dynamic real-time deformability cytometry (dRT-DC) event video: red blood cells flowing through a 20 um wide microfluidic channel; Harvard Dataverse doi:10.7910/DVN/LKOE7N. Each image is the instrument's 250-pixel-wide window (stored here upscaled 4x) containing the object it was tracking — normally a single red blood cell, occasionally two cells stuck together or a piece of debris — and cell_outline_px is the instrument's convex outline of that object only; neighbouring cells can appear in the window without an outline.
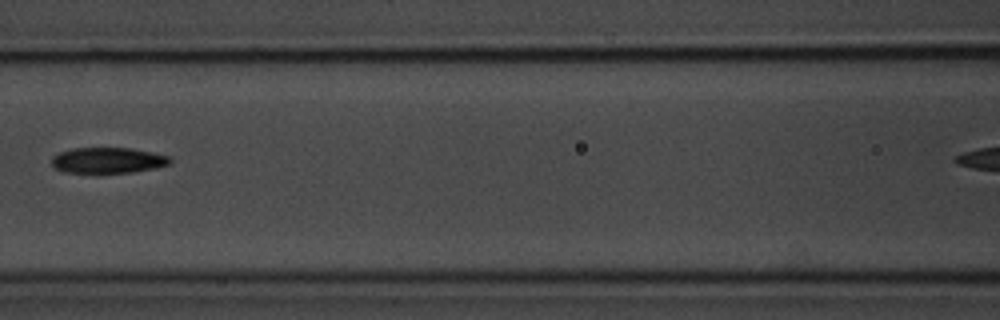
{"species": "common noctule bat (a hibernating species)", "species_latin": "Nyctalus noctula", "temperature_condition": "room temperature", "stored_images_in_passage": 13, "camera_frame_rate_fps": 3000, "um_per_image_px": 0.085, "animal": {"sex": "male", "body_mass_g": 20.1, "forearm_length_mm": 53.5}, "frame": {"image": 1, "passage_image": 6, "time_ms": 6.333, "image_size_px": [1000, 320], "cell_outline_px": [[172, 160], [168, 164], [152, 168], [132, 172], [64, 172], [56, 168], [52, 164], [52, 156], [60, 152], [72, 148], [132, 148], [152, 152], [168, 156]], "centroid_in_image_um": [9.15, 13.61], "position_along_channel_um": 157.5, "area_um2": 17.46}}
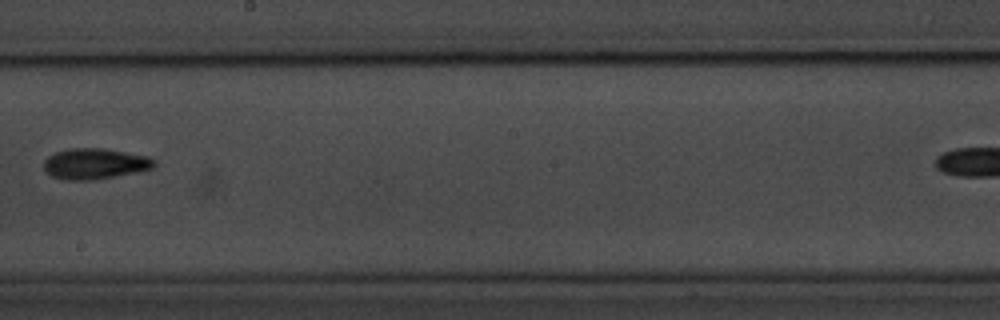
{"frame": {"image": 2, "passage_image": 8, "time_ms": 8.667, "image_size_px": [1000, 320], "cell_outline_px": [[156, 164], [152, 168], [140, 172], [92, 180], [64, 180], [52, 176], [44, 172], [44, 160], [48, 156], [56, 152], [72, 148], [104, 148], [148, 156], [156, 160]], "centroid_in_image_um": [8.07, 13.92], "position_along_channel_um": 240.1, "area_um2": 20.0}, "authors_computed_cell_mechanics": {"area_um2": 18.3804, "velocity_mm_per_s": 3.5396, "shape_relaxation_time_tau1_ms": 3.8659, "shape_relaxation_time_tau2_ms": null, "deformation_change_tau1": 0.198, "deformation_change_tau2": null}}